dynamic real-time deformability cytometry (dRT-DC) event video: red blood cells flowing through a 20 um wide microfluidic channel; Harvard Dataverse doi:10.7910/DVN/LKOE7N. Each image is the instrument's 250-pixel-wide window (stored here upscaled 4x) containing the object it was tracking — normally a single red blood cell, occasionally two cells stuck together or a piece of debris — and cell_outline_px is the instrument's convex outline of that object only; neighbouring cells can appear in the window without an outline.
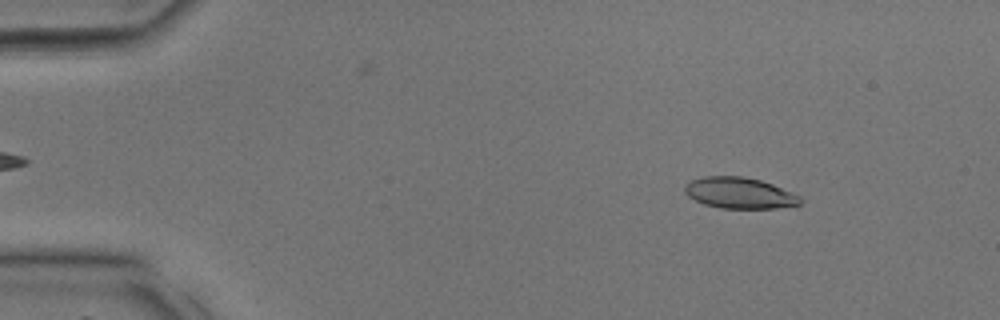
{"species": "common noctule bat (a hibernating species)", "species_latin": "Nyctalus noctula", "temperature_condition": "room temperature", "stored_images_in_passage": 11, "camera_frame_rate_fps": 3000, "um_per_image_px": 0.085, "animal": {"sex": "male", "body_mass_g": 17.9, "forearm_length_mm": 54.2}, "frame": {"image": 1, "passage_image": 4, "time_ms": 1.0, "image_size_px": [1000, 320], "cell_outline_px": [[804, 200], [800, 204], [776, 208], [720, 208], [704, 204], [688, 196], [684, 192], [684, 184], [692, 180], [704, 176], [740, 176], [760, 180], [772, 184], [800, 196]], "centroid_in_image_um": [62.84, 16.4], "position_along_channel_um": 22.2, "area_um2": 20.87}}
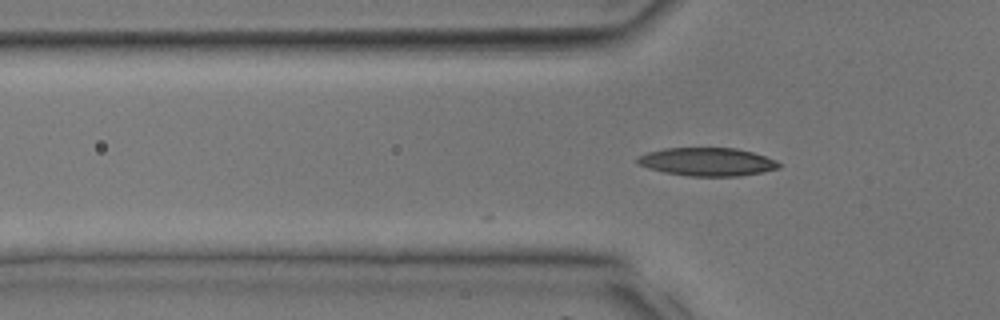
{"frame": {"image": 2, "passage_image": 11, "time_ms": 3.333, "image_size_px": [1000, 320], "cell_outline_px": [[780, 168], [740, 176], [692, 176], [664, 172], [648, 168], [640, 164], [636, 160], [636, 156], [648, 152], [664, 148], [736, 148], [752, 152], [776, 160], [780, 164]], "centroid_in_image_um": [60.1, 13.75], "position_along_channel_um": 65.7, "area_um2": 23.12}}